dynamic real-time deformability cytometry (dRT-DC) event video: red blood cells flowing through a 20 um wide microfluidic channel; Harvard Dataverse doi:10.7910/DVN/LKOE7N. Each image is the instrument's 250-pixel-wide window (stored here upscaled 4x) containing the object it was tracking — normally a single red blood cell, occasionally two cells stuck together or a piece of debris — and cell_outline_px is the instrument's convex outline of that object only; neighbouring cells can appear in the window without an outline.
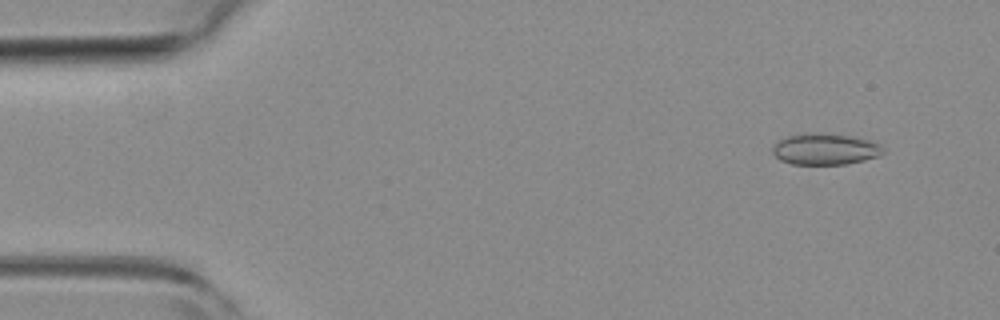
{"species": "common noctule bat (a hibernating species)", "species_latin": "Nyctalus noctula", "temperature_condition": "room temperature", "stored_images_in_passage": 4, "camera_frame_rate_fps": 3000, "um_per_image_px": 0.085, "animal": {"sex": "female", "body_mass_g": 19.3, "forearm_length_mm": 54.1}, "frame": {"image": 1, "passage_image": 1, "time_ms": 0.0, "image_size_px": [1000, 320], "cell_outline_px": [[884, 152], [880, 156], [864, 160], [844, 164], [792, 164], [780, 160], [772, 152], [772, 144], [784, 136], [808, 132], [812, 132], [852, 136], [868, 140], [880, 144], [884, 148]], "centroid_in_image_um": [70.1, 12.66], "position_along_channel_um": 14.9, "area_um2": 20.4}}
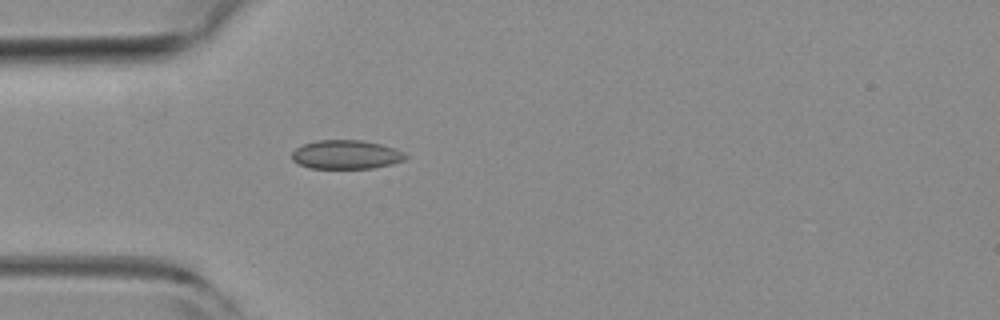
{"frame": {"image": 2, "passage_image": 4, "time_ms": 1.0, "image_size_px": [1000, 320], "cell_outline_px": [[408, 156], [404, 160], [392, 164], [372, 168], [308, 168], [292, 160], [292, 152], [296, 148], [304, 144], [316, 140], [364, 140], [396, 148], [404, 152]], "centroid_in_image_um": [29.44, 13.13], "position_along_channel_um": 55.6, "area_um2": 19.19}}